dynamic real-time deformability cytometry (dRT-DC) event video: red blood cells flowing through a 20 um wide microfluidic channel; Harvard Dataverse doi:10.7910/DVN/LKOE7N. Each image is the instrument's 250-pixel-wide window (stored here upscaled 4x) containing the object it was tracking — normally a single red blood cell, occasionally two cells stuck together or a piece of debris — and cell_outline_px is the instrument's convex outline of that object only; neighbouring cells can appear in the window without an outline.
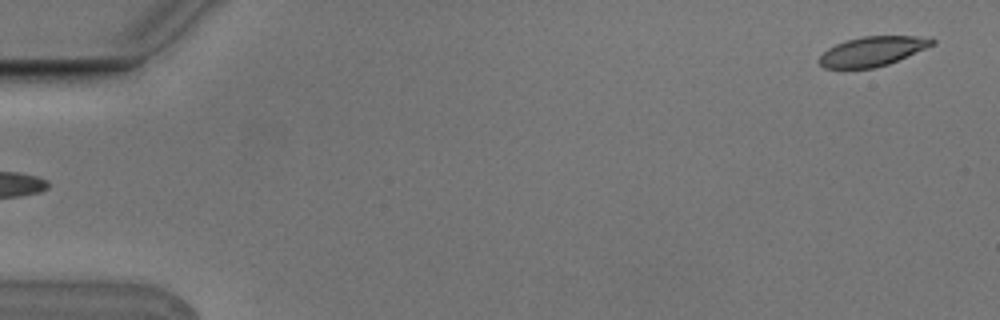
{"species": "Egyptian fruit bat (a non-hibernating species)", "species_latin": "Rousettus aegyptiacus", "temperature_condition": "cold", "stored_images_in_passage": 4, "segment_of_instrument_passage": [2, 2], "camera_frame_rate_fps": 3000, "um_per_image_px": 0.085, "animal": {"sex": "male"}, "frame": {"image": 1, "passage_image": 4, "time_ms": 1.0, "image_size_px": [1000, 320], "cell_outline_px": [[936, 44], [888, 64], [872, 68], [824, 68], [816, 60], [828, 48], [836, 44], [848, 40], [864, 36], [932, 36], [936, 40]], "centroid_in_image_um": [74.2, 4.35], "position_along_channel_um": 10.8, "area_um2": 19.48}}